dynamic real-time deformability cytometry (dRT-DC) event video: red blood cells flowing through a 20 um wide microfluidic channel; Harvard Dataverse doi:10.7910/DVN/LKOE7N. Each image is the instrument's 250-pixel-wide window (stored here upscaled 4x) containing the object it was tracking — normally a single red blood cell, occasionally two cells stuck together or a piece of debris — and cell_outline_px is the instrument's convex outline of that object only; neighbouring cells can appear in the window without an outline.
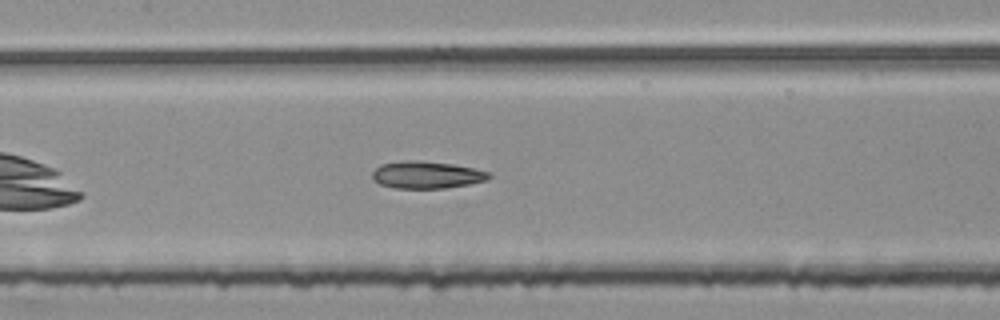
{"species": "common noctule bat (a hibernating species)", "species_latin": "Nyctalus noctula", "temperature_condition": "room temperature", "stored_images_in_passage": 42, "camera_frame_rate_fps": 3000, "um_per_image_px": 0.085, "animal": {"sex": "female", "body_mass_g": 25.1}, "frame": {"image": 1, "passage_image": 13, "time_ms": 4.0, "image_size_px": [1000, 320], "cell_outline_px": [[492, 176], [488, 180], [468, 184], [444, 188], [396, 188], [380, 184], [372, 180], [372, 172], [380, 164], [404, 160], [416, 160], [452, 164], [472, 168], [488, 172]], "centroid_in_image_um": [36.23, 14.86], "position_along_channel_um": 171.2, "area_um2": 18.44}, "authors_computed_cell_mechanics": {"area_um2": 18.0625, "velocity_mm_per_s": 3.7993, "shape_relaxation_time_tau1_ms": null, "shape_relaxation_time_tau2_ms": 5.7898, "deformation_change_tau1": null, "deformation_change_tau2": 0.1592}}